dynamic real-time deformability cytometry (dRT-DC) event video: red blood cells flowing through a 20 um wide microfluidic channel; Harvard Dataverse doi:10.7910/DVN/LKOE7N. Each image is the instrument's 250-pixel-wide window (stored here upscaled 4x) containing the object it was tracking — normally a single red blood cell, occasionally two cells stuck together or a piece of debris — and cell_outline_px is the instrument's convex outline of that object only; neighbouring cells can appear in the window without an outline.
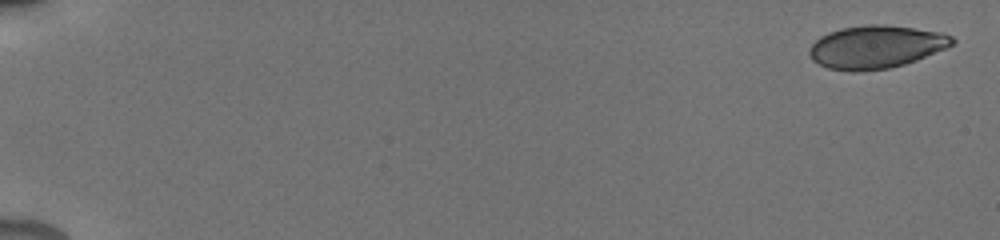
{"species": "human", "species_latin": "Homo sapiens", "temperature_condition": "cold", "stored_images_in_passage": 10, "camera_frame_rate_fps": 3000, "um_per_image_px": 0.085, "donor": {"sex": "male"}, "frame": {"image": 1, "passage_image": 1, "time_ms": 0.0, "image_size_px": [1000, 240], "cell_outline_px": [[956, 40], [952, 44], [944, 48], [916, 60], [904, 64], [888, 68], [856, 72], [852, 72], [828, 68], [812, 60], [808, 52], [808, 48], [820, 36], [828, 32], [840, 28], [864, 24], [884, 24], [944, 32], [952, 36]], "centroid_in_image_um": [74.43, 3.97], "position_along_channel_um": 10.6, "area_um2": 35.84}}
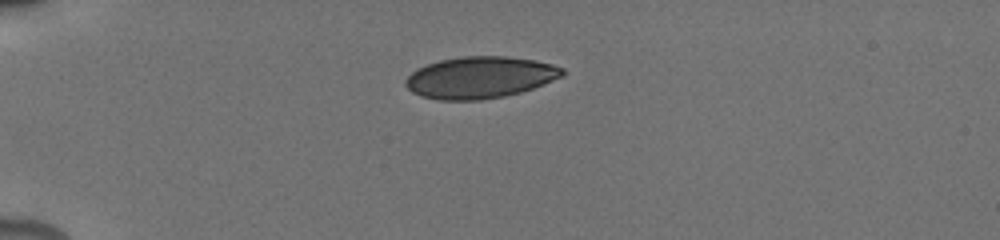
{"frame": {"image": 2, "passage_image": 7, "time_ms": 4.667, "image_size_px": [1000, 240], "cell_outline_px": [[564, 72], [560, 76], [552, 80], [532, 88], [520, 92], [504, 96], [480, 100], [440, 100], [420, 96], [412, 92], [404, 84], [404, 80], [416, 68], [440, 60], [464, 56], [508, 56], [536, 60], [552, 64], [564, 68]], "centroid_in_image_um": [40.76, 6.58], "position_along_channel_um": 44.2, "area_um2": 38.03}}